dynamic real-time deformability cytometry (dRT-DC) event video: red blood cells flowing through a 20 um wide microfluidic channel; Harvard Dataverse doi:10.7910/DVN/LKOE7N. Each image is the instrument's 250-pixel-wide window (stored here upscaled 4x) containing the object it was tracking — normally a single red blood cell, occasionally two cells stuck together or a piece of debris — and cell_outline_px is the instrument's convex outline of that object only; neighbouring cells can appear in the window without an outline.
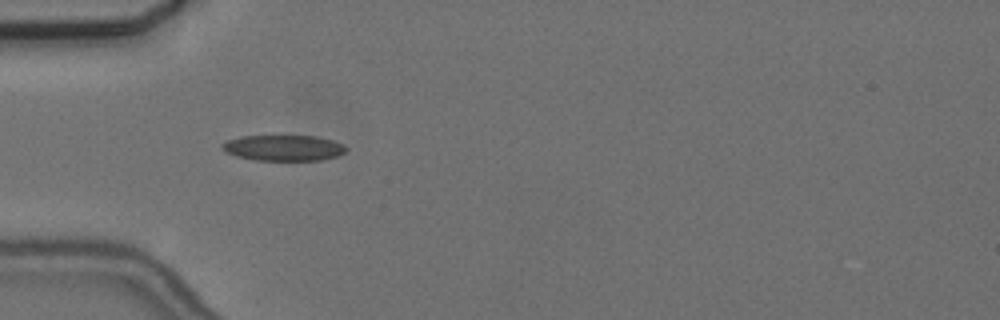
{"species": "common noctule bat (a hibernating species)", "species_latin": "Nyctalus noctula", "temperature_condition": "cold", "stored_images_in_passage": 47, "camera_frame_rate_fps": 3000, "um_per_image_px": 0.085, "animal": {"sex": "female", "body_mass_g": 24.6, "forearm_length_mm": 56.2}, "frame": {"image": 1, "passage_image": 8, "time_ms": 2.333, "image_size_px": [1000, 320], "cell_outline_px": [[348, 148], [344, 152], [336, 156], [320, 160], [256, 160], [236, 156], [220, 148], [220, 144], [228, 140], [240, 136], [316, 136], [332, 140], [344, 144]], "centroid_in_image_um": [24.1, 12.56], "position_along_channel_um": 60.9, "area_um2": 18.55}}
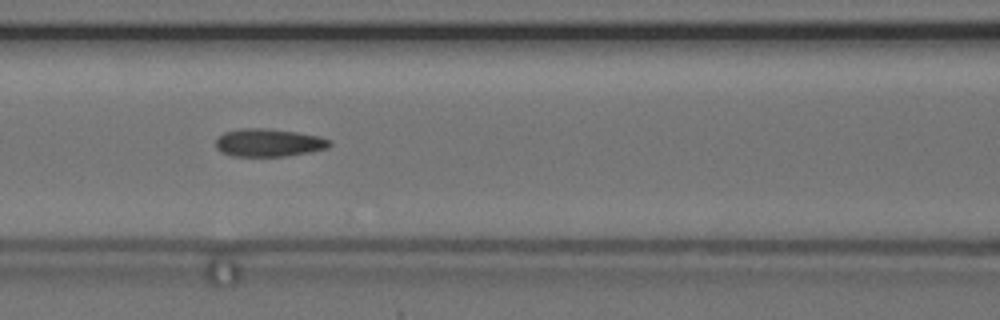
{"frame": {"image": 2, "passage_image": 15, "time_ms": 4.667, "image_size_px": [1000, 320], "cell_outline_px": [[332, 144], [328, 148], [312, 152], [288, 156], [232, 156], [220, 152], [216, 148], [216, 140], [224, 132], [244, 128], [268, 128], [296, 132], [320, 136], [332, 140]], "centroid_in_image_um": [22.88, 12.13], "position_along_channel_um": 143.7, "area_um2": 18.73}}
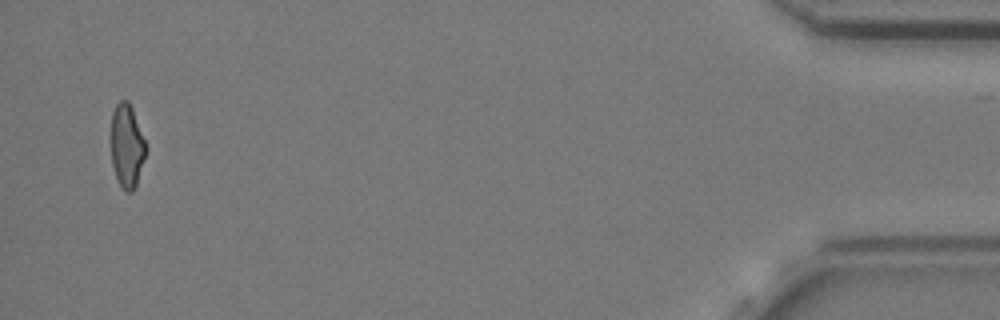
{"frame": {"image": 3, "passage_image": 45, "time_ms": 14.667, "image_size_px": [1000, 320], "cell_outline_px": [[148, 148], [136, 184], [132, 192], [124, 192], [116, 176], [112, 164], [112, 112], [116, 104], [120, 100], [128, 100], [132, 108], [148, 144]], "centroid_in_image_um": [10.82, 12.38], "position_along_channel_um": 424.4, "area_um2": 17.05}, "authors_computed_cell_mechanics": {"area_um2": 18.0336, "velocity_mm_per_s": 3.6554, "shape_relaxation_time_tau1_ms": null, "shape_relaxation_time_tau2_ms": 2.6103, "deformation_change_tau1": null, "deformation_change_tau2": 0.1077}}